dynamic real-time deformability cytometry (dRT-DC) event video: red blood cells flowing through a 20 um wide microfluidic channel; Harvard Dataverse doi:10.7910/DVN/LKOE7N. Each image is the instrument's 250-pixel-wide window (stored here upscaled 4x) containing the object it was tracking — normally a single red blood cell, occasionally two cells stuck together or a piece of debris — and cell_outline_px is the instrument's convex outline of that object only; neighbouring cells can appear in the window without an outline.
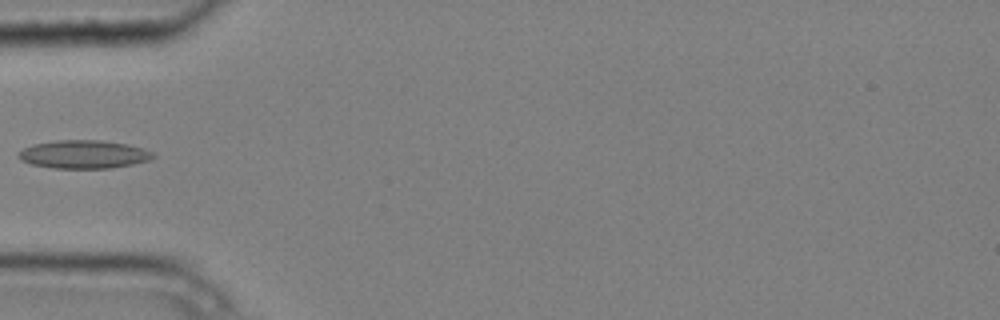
{"species": "common noctule bat (a hibernating species)", "species_latin": "Nyctalus noctula", "temperature_condition": "cold", "stored_images_in_passage": 4, "camera_frame_rate_fps": 3000, "um_per_image_px": 0.085, "animal": {"sex": "male", "body_mass_g": 20.4}, "frame": {"image": 1, "passage_image": 4, "time_ms": 1.0, "image_size_px": [1000, 320], "cell_outline_px": [[156, 156], [148, 160], [132, 164], [112, 168], [52, 168], [32, 164], [20, 160], [16, 156], [24, 148], [36, 144], [56, 140], [100, 140], [128, 144], [144, 148], [152, 152]], "centroid_in_image_um": [7.13, 13.12], "position_along_channel_um": 77.9, "area_um2": 22.08}}